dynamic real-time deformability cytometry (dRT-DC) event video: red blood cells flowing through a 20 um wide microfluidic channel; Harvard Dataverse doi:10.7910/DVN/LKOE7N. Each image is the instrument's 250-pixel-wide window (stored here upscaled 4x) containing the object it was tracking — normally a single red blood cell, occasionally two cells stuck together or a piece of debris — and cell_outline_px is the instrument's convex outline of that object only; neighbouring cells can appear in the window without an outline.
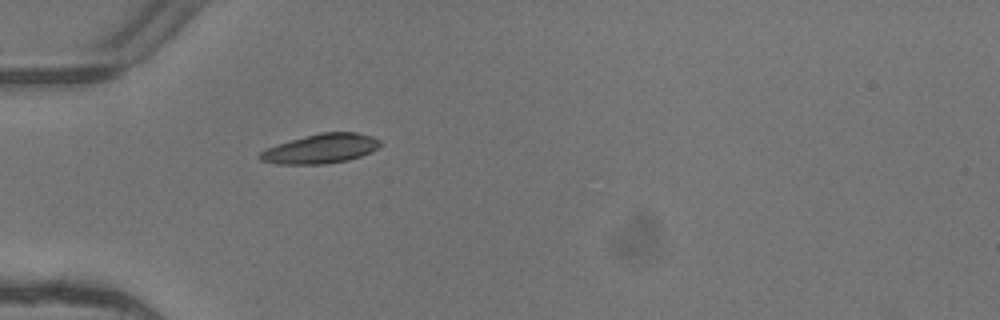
{"species": "common noctule bat (a hibernating species)", "species_latin": "Nyctalus noctula", "temperature_condition": "warm", "stored_images_in_passage": 1, "camera_frame_rate_fps": 3000, "um_per_image_px": 0.085, "animal": {"sex": "female"}, "frame": {"image": 1, "passage_image": 1, "time_ms": 0.0, "image_size_px": [1000, 320], "cell_outline_px": [[380, 144], [372, 152], [348, 160], [328, 164], [276, 164], [260, 160], [256, 156], [264, 148], [320, 132], [356, 132], [372, 136], [380, 140]], "centroid_in_image_um": [27.24, 12.65], "position_along_channel_um": 57.8, "area_um2": 20.69}}